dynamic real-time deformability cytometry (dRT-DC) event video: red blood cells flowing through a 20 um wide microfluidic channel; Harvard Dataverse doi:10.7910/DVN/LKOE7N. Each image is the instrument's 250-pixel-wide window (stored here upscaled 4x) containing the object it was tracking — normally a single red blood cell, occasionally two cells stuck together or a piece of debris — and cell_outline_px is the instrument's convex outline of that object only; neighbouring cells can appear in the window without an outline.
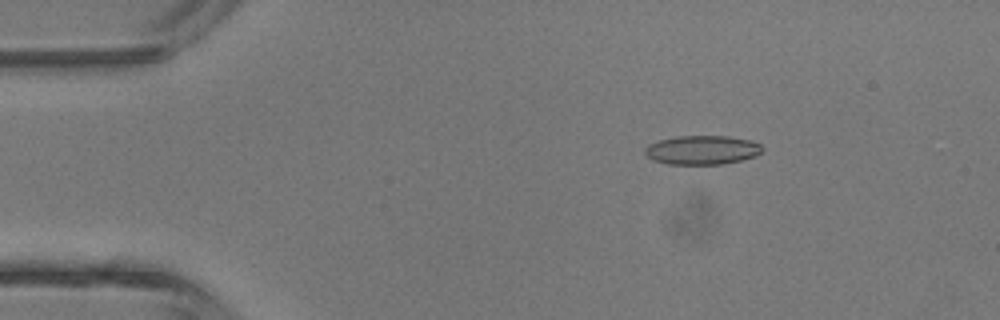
{"species": "common noctule bat (a hibernating species)", "species_latin": "Nyctalus noctula", "temperature_condition": "room temperature", "stored_images_in_passage": 3, "camera_frame_rate_fps": 3000, "um_per_image_px": 0.085, "animal": {"sex": "male", "body_mass_g": 13.3}, "frame": {"image": 1, "passage_image": 1, "time_ms": 0.0, "image_size_px": [1000, 320], "cell_outline_px": [[764, 148], [756, 156], [740, 160], [720, 164], [668, 164], [652, 160], [644, 152], [644, 148], [648, 144], [660, 140], [676, 136], [728, 136], [752, 140], [760, 144]], "centroid_in_image_um": [59.68, 12.74], "position_along_channel_um": 25.3, "area_um2": 19.88}}
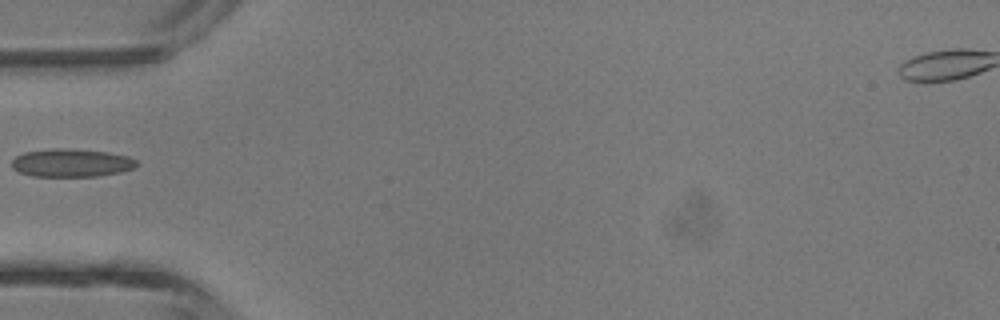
{"frame": {"image": 2, "passage_image": 3, "time_ms": 2.667, "image_size_px": [1000, 320], "cell_outline_px": [[140, 164], [136, 168], [120, 172], [96, 176], [32, 176], [20, 172], [12, 168], [12, 160], [16, 156], [24, 152], [52, 148], [72, 148], [108, 152], [128, 156], [136, 160]], "centroid_in_image_um": [6.1, 13.83], "position_along_channel_um": 78.9, "area_um2": 20.63}}